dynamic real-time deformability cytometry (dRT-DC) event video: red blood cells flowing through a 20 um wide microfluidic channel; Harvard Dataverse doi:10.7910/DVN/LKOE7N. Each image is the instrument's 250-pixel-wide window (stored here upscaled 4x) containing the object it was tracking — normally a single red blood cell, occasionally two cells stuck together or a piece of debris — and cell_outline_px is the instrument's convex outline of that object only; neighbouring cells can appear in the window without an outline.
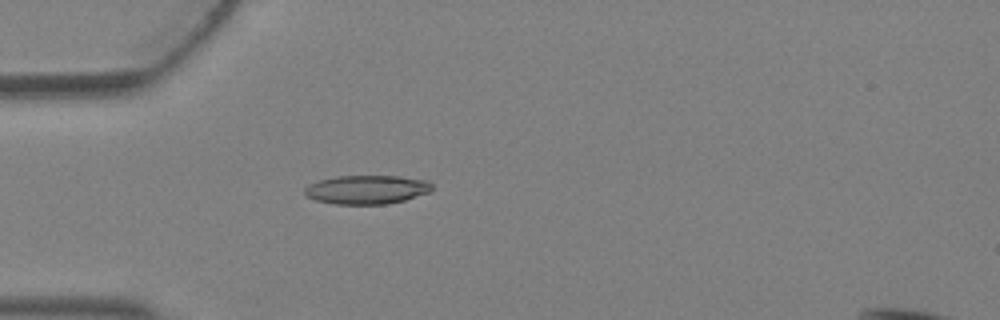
{"species": "Egyptian fruit bat (a non-hibernating species)", "species_latin": "Rousettus aegyptiacus", "temperature_condition": "warm", "stored_images_in_passage": 4, "camera_frame_rate_fps": 3000, "um_per_image_px": 0.085, "animal": {"sex": "female"}, "frame": {"image": 1, "passage_image": 4, "time_ms": 1.0, "image_size_px": [1000, 320], "cell_outline_px": [[432, 192], [404, 200], [384, 204], [336, 204], [316, 200], [308, 196], [304, 192], [304, 188], [308, 184], [320, 180], [336, 176], [400, 176], [428, 180], [432, 184]], "centroid_in_image_um": [31.21, 16.11], "position_along_channel_um": 53.8, "area_um2": 21.44}}